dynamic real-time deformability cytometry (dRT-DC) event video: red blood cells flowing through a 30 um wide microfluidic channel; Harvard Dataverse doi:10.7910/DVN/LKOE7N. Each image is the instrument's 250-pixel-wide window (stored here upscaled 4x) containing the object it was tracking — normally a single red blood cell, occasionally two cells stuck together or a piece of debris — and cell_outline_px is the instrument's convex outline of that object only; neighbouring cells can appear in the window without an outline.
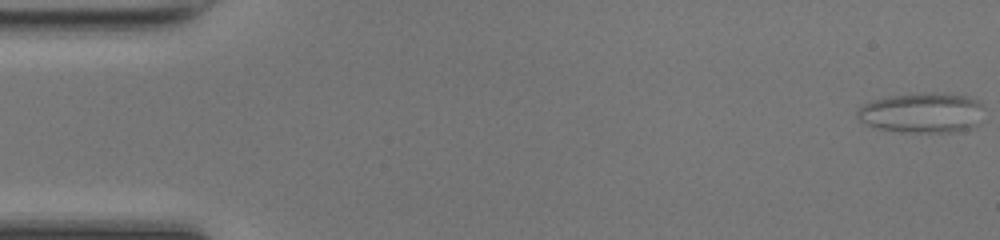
{"species": "common noctule bat (a hibernating species)", "species_latin": "Nyctalus noctula", "temperature_condition": "room temperature", "stored_images_in_passage": 49, "camera_frame_rate_fps": 3000, "um_per_image_px": 0.085, "animal": {"sex": "female", "body_mass_g": 17.0, "forearm_length_mm": 48.0}, "frame": {"image": 1, "passage_image": 1, "time_ms": 0.0, "image_size_px": [1000, 240], "cell_outline_px": [[984, 108], [976, 124], [968, 128], [952, 132], [900, 132], [880, 128], [868, 124], [860, 120], [856, 116], [856, 112], [864, 104], [872, 100], [888, 96], [916, 92], [932, 92], [968, 96], [980, 100]], "centroid_in_image_um": [78.38, 9.56], "position_along_channel_um": 6.6, "area_um2": 29.71}}
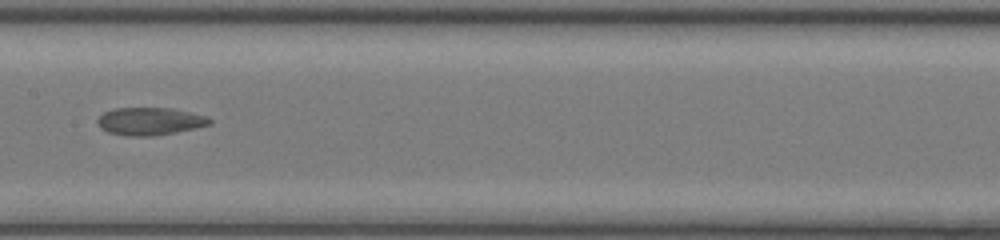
{"frame": {"image": 2, "passage_image": 25, "time_ms": 8.0, "image_size_px": [1000, 240], "cell_outline_px": [[212, 124], [176, 132], [152, 136], [128, 136], [108, 132], [100, 128], [96, 120], [104, 112], [116, 108], [172, 108], [208, 116], [212, 120]], "centroid_in_image_um": [12.75, 10.31], "position_along_channel_um": 194.7, "area_um2": 18.09}}
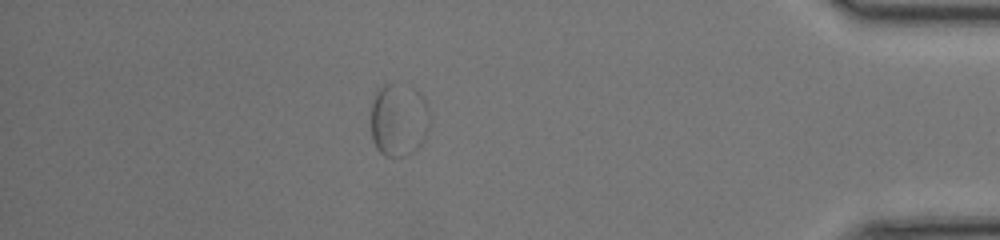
{"frame": {"image": 3, "passage_image": 43, "time_ms": 14.0, "image_size_px": [1000, 240], "cell_outline_px": [[432, 116], [424, 140], [408, 156], [384, 156], [376, 148], [372, 140], [372, 100], [376, 92], [384, 84], [408, 84], [420, 92], [428, 104]], "centroid_in_image_um": [33.93, 10.16], "position_along_channel_um": 401.3, "area_um2": 25.61}}